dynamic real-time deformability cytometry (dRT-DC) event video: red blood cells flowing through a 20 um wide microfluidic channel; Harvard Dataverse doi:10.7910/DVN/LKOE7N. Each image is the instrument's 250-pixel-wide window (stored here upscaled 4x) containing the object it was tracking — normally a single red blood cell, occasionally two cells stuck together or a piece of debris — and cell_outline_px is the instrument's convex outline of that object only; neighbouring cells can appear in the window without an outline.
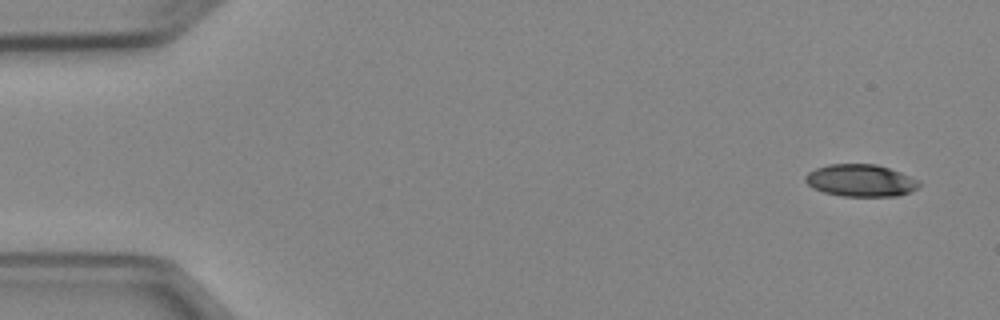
{"species": "Egyptian fruit bat (a non-hibernating species)", "species_latin": "Rousettus aegyptiacus", "temperature_condition": "cold", "stored_images_in_passage": 6, "camera_frame_rate_fps": 3000, "um_per_image_px": 0.085, "animal": {"sex": "female"}, "frame": {"image": 1, "passage_image": 1, "time_ms": 0.0, "image_size_px": [1000, 320], "cell_outline_px": [[920, 184], [912, 192], [900, 196], [844, 196], [824, 192], [812, 188], [804, 180], [804, 176], [808, 172], [816, 168], [828, 164], [876, 164], [900, 172], [920, 180]], "centroid_in_image_um": [73.16, 15.34], "position_along_channel_um": 11.8, "area_um2": 21.44}}
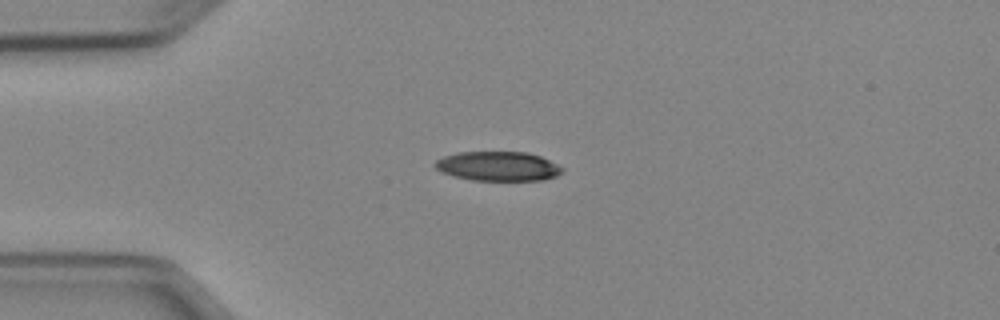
{"frame": {"image": 2, "passage_image": 4, "time_ms": 3.333, "image_size_px": [1000, 320], "cell_outline_px": [[564, 172], [556, 176], [544, 180], [472, 180], [452, 176], [440, 172], [432, 164], [436, 160], [444, 156], [456, 152], [528, 152], [540, 156], [564, 168]], "centroid_in_image_um": [42.31, 14.13], "position_along_channel_um": 42.7, "area_um2": 21.96}}
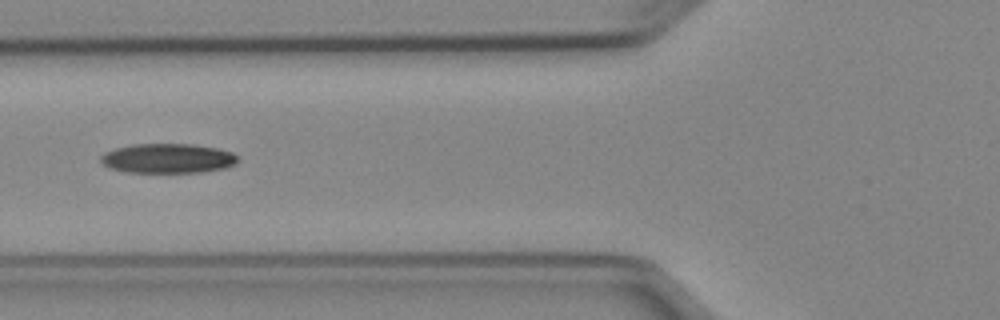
{"frame": {"image": 3, "passage_image": 6, "time_ms": 5.667, "image_size_px": [1000, 320], "cell_outline_px": [[240, 160], [236, 164], [224, 168], [200, 172], [124, 172], [112, 168], [104, 164], [100, 160], [100, 156], [104, 152], [116, 148], [132, 144], [192, 144], [216, 148], [232, 152]], "centroid_in_image_um": [14.27, 13.46], "position_along_channel_um": 111.5, "area_um2": 23.58}}